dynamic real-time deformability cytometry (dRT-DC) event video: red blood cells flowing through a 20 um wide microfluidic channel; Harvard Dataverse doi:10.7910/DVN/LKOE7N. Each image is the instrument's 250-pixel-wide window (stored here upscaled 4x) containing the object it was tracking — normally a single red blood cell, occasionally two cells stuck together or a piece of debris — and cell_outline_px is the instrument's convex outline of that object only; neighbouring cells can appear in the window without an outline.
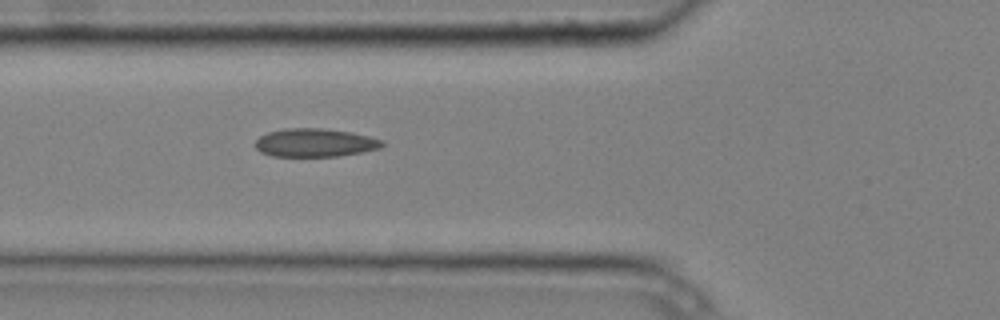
{"species": "common noctule bat (a hibernating species)", "species_latin": "Nyctalus noctula", "temperature_condition": "cold", "stored_images_in_passage": 5, "camera_frame_rate_fps": 3000, "um_per_image_px": 0.085, "animal": {"sex": "male", "body_mass_g": 20.4}, "frame": {"image": 1, "passage_image": 5, "time_ms": 1.333, "image_size_px": [1000, 320], "cell_outline_px": [[384, 144], [380, 148], [340, 156], [272, 156], [260, 152], [256, 148], [256, 140], [260, 136], [268, 132], [284, 128], [320, 128], [352, 132], [384, 140]], "centroid_in_image_um": [26.77, 12.12], "position_along_channel_um": 99.0, "area_um2": 20.92}}